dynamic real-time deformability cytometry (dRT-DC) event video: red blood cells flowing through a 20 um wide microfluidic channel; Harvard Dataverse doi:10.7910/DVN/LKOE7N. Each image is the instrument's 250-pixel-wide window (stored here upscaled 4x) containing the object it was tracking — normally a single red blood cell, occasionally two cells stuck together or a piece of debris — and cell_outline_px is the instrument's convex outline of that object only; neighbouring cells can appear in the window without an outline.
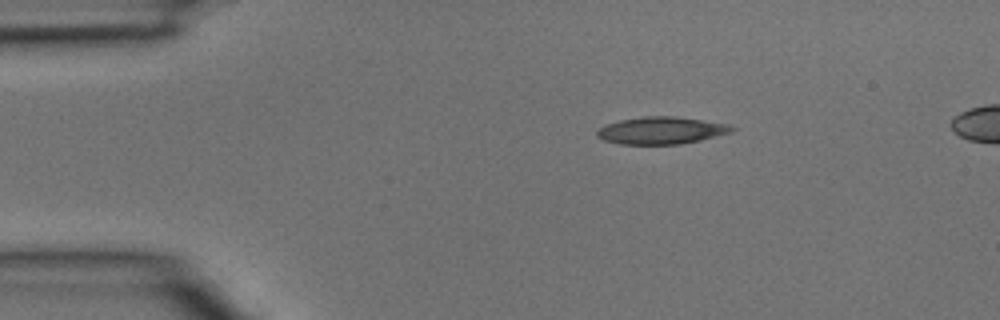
{"species": "common noctule bat (a hibernating species)", "species_latin": "Nyctalus noctula", "temperature_condition": "room temperature", "stored_images_in_passage": 3, "segment_of_instrument_passage": [1, 2], "camera_frame_rate_fps": 3000, "um_per_image_px": 0.085, "animal": {"sex": "male", "body_mass_g": 15.6}, "frame": {"image": 1, "passage_image": 1, "time_ms": 0.0, "image_size_px": [1000, 320], "cell_outline_px": [[736, 128], [732, 132], [700, 140], [680, 144], [620, 144], [604, 140], [596, 136], [596, 132], [604, 124], [620, 120], [640, 116], [676, 116], [728, 124]], "centroid_in_image_um": [56.19, 11.08], "position_along_channel_um": 28.8, "area_um2": 21.44}}